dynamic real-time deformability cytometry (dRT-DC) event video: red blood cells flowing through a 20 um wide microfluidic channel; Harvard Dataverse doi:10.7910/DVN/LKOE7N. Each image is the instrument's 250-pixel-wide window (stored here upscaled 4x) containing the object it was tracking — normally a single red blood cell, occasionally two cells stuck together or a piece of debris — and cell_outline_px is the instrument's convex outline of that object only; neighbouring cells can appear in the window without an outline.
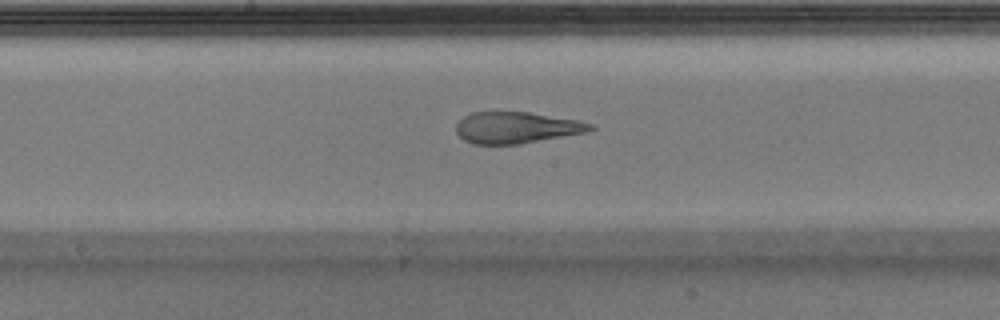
{"species": "Egyptian fruit bat (a non-hibernating species)", "species_latin": "Rousettus aegyptiacus", "temperature_condition": "warm", "stored_images_in_passage": 32, "camera_frame_rate_fps": 3000, "um_per_image_px": 0.085, "animal": {"sex": "male"}, "frame": {"image": 1, "passage_image": 14, "time_ms": 4.333, "image_size_px": [1000, 320], "cell_outline_px": [[596, 128], [588, 132], [520, 144], [472, 144], [464, 140], [456, 132], [456, 124], [464, 116], [472, 112], [528, 112], [576, 120], [596, 124]], "centroid_in_image_um": [43.92, 10.85], "position_along_channel_um": 204.3, "area_um2": 24.62}}